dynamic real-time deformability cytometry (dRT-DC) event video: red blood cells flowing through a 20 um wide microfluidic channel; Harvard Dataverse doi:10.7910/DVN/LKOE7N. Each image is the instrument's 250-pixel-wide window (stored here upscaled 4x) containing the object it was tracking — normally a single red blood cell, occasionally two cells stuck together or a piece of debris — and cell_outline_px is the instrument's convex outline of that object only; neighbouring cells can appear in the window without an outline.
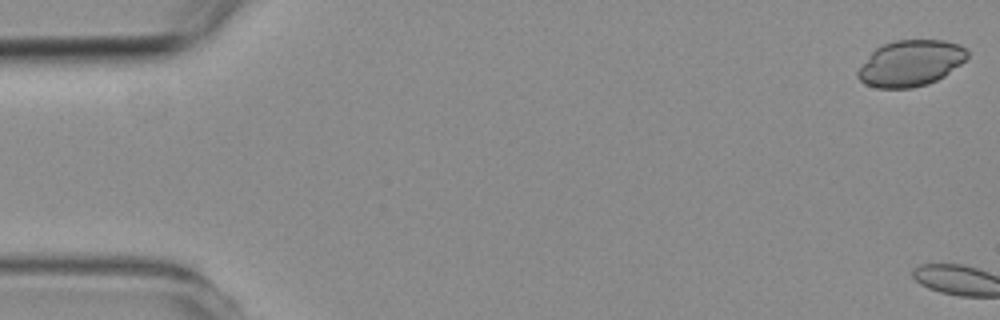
{"species": "common noctule bat (a hibernating species)", "species_latin": "Nyctalus noctula", "temperature_condition": "room temperature", "stored_images_in_passage": 7, "camera_frame_rate_fps": 3000, "um_per_image_px": 0.085, "animal": {"sex": "female", "body_mass_g": 19.3, "forearm_length_mm": 54.1}, "frame": {"image": 1, "passage_image": 1, "time_ms": 0.0, "image_size_px": [1000, 320], "cell_outline_px": [[968, 56], [960, 64], [944, 76], [928, 84], [912, 88], [876, 88], [864, 84], [856, 76], [856, 72], [872, 52], [876, 48], [884, 44], [896, 40], [944, 40], [960, 44], [968, 52]], "centroid_in_image_um": [77.39, 5.38], "position_along_channel_um": 7.6, "area_um2": 29.3}}
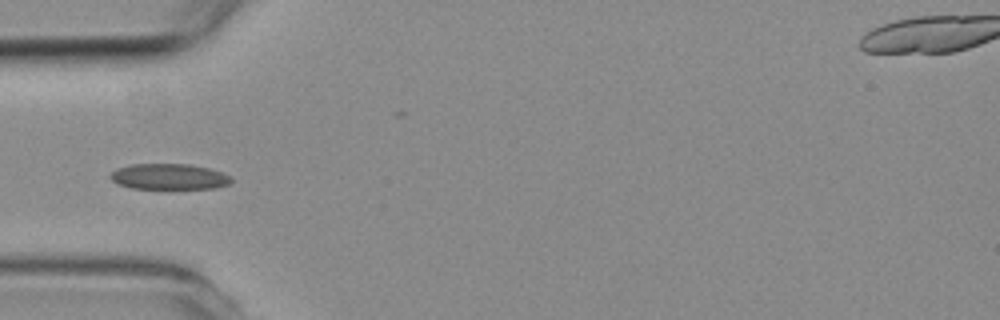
{"frame": {"image": 2, "passage_image": 6, "time_ms": 6.0, "image_size_px": [1000, 320], "cell_outline_px": [[232, 180], [228, 184], [216, 188], [132, 188], [116, 184], [108, 176], [116, 168], [128, 164], [188, 164], [208, 168], [220, 172], [228, 176]], "centroid_in_image_um": [14.29, 15.01], "position_along_channel_um": 70.7, "area_um2": 18.03}}
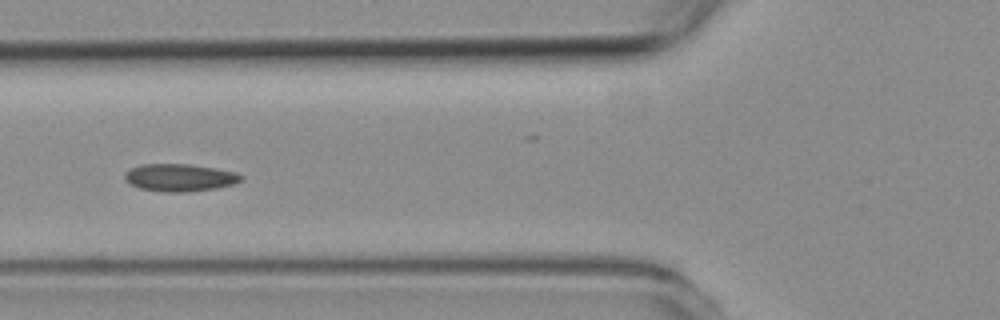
{"frame": {"image": 3, "passage_image": 7, "time_ms": 7.0, "image_size_px": [1000, 320], "cell_outline_px": [[244, 180], [232, 184], [216, 188], [184, 192], [164, 192], [140, 188], [124, 180], [124, 172], [140, 164], [188, 164], [216, 168], [236, 172], [244, 176]], "centroid_in_image_um": [15.29, 15.09], "position_along_channel_um": 110.5, "area_um2": 18.67}}